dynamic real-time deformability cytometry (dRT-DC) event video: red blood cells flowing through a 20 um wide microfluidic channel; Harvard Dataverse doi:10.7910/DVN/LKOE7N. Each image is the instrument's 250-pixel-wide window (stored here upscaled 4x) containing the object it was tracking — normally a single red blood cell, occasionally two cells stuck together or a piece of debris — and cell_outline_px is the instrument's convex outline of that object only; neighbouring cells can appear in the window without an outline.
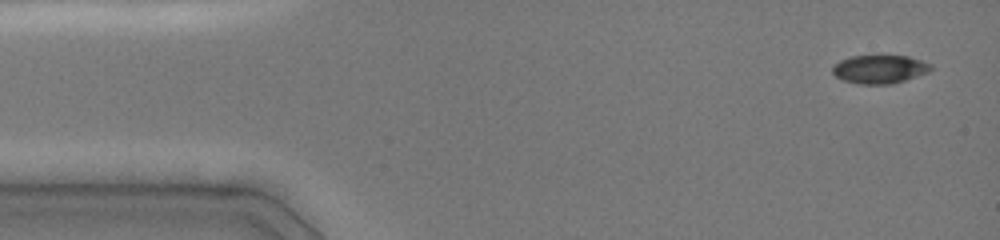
{"species": "common noctule bat (a hibernating species)", "species_latin": "Nyctalus noctula", "temperature_condition": "cold", "stored_images_in_passage": 10, "camera_frame_rate_fps": 3000, "um_per_image_px": 0.085, "animal": {"sex": "female", "body_mass_g": 19.0, "forearm_length_mm": 51.5}, "frame": {"image": 1, "passage_image": 1, "time_ms": 0.0, "image_size_px": [1000, 240], "cell_outline_px": [[932, 68], [928, 72], [892, 84], [860, 84], [844, 80], [836, 76], [832, 72], [832, 64], [848, 56], [908, 56], [932, 64]], "centroid_in_image_um": [74.74, 5.87], "position_along_channel_um": 10.3, "area_um2": 16.24}}
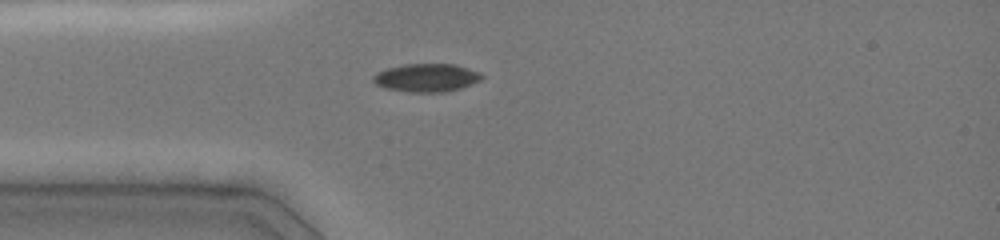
{"frame": {"image": 2, "passage_image": 9, "time_ms": 3.333, "image_size_px": [1000, 240], "cell_outline_px": [[484, 76], [480, 80], [460, 88], [444, 92], [408, 92], [384, 88], [376, 84], [372, 80], [372, 76], [376, 72], [388, 68], [404, 64], [456, 64], [480, 72]], "centroid_in_image_um": [36.23, 6.6], "position_along_channel_um": 48.8, "area_um2": 17.86}}